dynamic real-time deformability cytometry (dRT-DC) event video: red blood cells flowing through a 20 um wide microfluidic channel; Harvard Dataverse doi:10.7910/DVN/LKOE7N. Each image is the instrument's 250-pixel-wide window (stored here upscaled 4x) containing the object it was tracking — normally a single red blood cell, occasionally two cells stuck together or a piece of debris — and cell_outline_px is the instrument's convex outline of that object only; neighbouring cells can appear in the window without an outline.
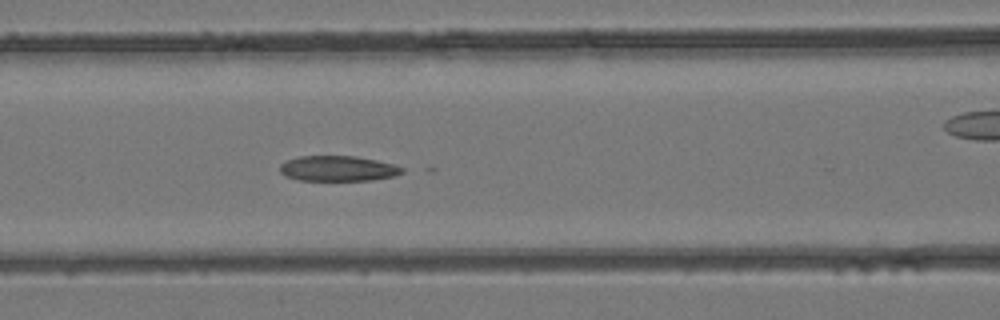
{"species": "common noctule bat (a hibernating species)", "species_latin": "Nyctalus noctula", "temperature_condition": "room temperature", "stored_images_in_passage": 23, "camera_frame_rate_fps": 3000, "um_per_image_px": 0.085, "animal": {"sex": "female", "body_mass_g": 24.6, "forearm_length_mm": 56.2}, "frame": {"image": 1, "passage_image": 19, "time_ms": 6.0, "image_size_px": [1000, 320], "cell_outline_px": [[404, 172], [392, 176], [372, 180], [300, 180], [284, 176], [280, 172], [280, 164], [284, 160], [300, 156], [356, 156], [396, 164], [404, 168]], "centroid_in_image_um": [28.71, 14.31], "position_along_channel_um": 137.9, "area_um2": 18.15}}